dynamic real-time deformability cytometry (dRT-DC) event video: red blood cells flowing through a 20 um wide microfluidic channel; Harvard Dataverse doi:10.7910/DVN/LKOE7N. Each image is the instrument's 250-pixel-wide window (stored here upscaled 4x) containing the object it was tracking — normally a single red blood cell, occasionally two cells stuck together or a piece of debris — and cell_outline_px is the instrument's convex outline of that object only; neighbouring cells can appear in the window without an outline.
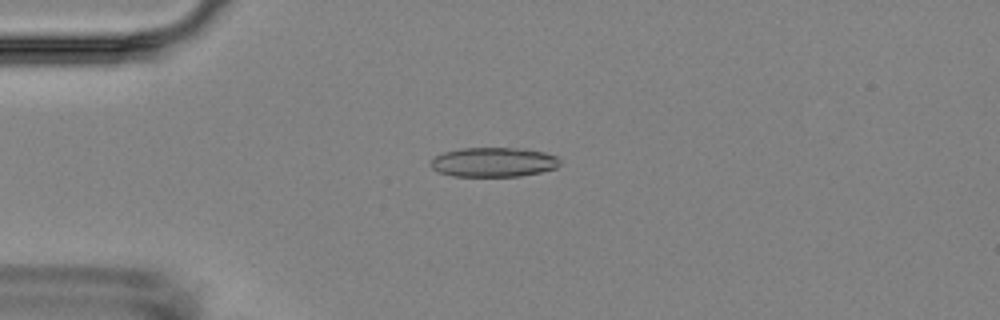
{"species": "Egyptian fruit bat (a non-hibernating species)", "species_latin": "Rousettus aegyptiacus", "temperature_condition": "room temperature", "stored_images_in_passage": 9, "camera_frame_rate_fps": 3000, "um_per_image_px": 0.085, "animal": {"sex": "female"}, "frame": {"image": 1, "passage_image": 4, "time_ms": 3.333, "image_size_px": [1000, 320], "cell_outline_px": [[560, 164], [556, 168], [540, 172], [520, 176], [452, 176], [436, 172], [432, 168], [432, 160], [436, 156], [444, 152], [460, 148], [516, 148], [544, 152], [556, 156], [560, 160]], "centroid_in_image_um": [41.95, 13.79], "position_along_channel_um": 43.1, "area_um2": 22.14}}
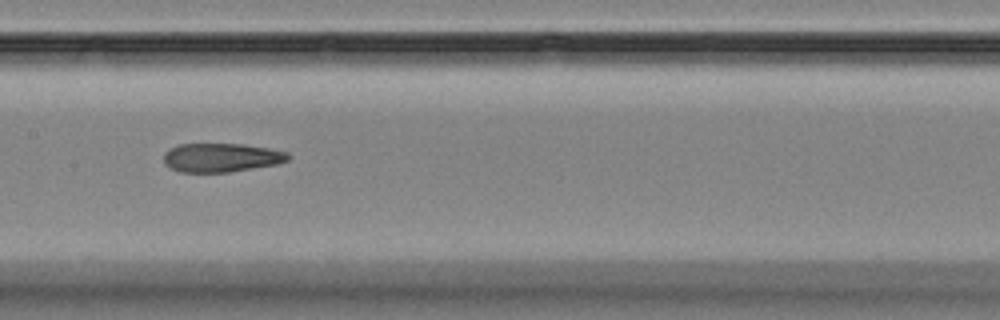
{"frame": {"image": 2, "passage_image": 8, "time_ms": 8.0, "image_size_px": [1000, 320], "cell_outline_px": [[292, 156], [288, 160], [280, 164], [228, 172], [180, 172], [164, 164], [164, 152], [180, 144], [244, 144], [268, 148], [288, 152]], "centroid_in_image_um": [18.86, 13.4], "position_along_channel_um": 188.5, "area_um2": 20.98}}
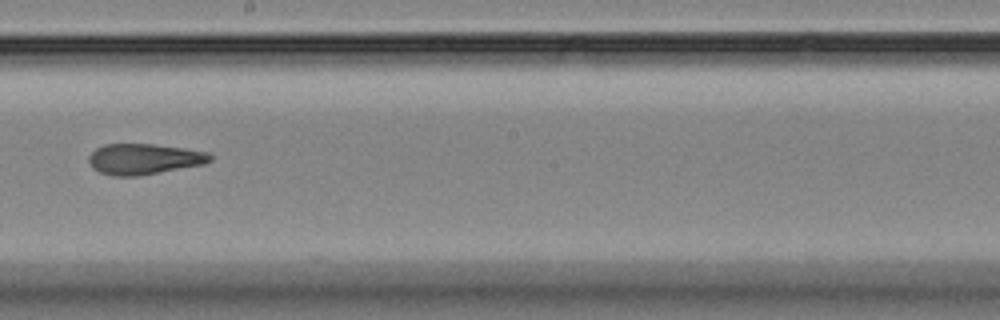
{"frame": {"image": 3, "passage_image": 9, "time_ms": 9.333, "image_size_px": [1000, 320], "cell_outline_px": [[212, 160], [204, 164], [136, 176], [112, 176], [100, 172], [92, 168], [88, 160], [88, 156], [96, 148], [104, 144], [156, 144], [212, 152]], "centroid_in_image_um": [12.25, 13.51], "position_along_channel_um": 236.0, "area_um2": 21.85}}